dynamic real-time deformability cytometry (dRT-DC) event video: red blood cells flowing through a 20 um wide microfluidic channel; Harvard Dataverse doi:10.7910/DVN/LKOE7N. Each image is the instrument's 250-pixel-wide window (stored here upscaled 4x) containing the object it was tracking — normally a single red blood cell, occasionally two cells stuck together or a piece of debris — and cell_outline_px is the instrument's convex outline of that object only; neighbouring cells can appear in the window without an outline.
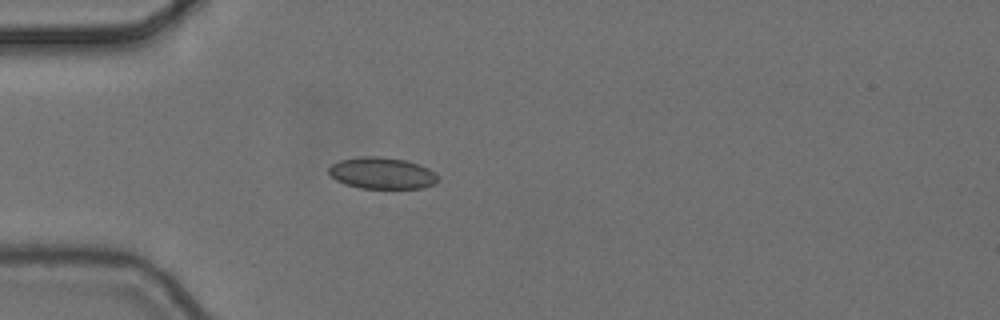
{"species": "common noctule bat (a hibernating species)", "species_latin": "Nyctalus noctula", "temperature_condition": "cold", "stored_images_in_passage": 3, "camera_frame_rate_fps": 3000, "um_per_image_px": 0.085, "animal": {"sex": "female", "body_mass_g": 24.6, "forearm_length_mm": 56.2}, "frame": {"image": 1, "passage_image": 2, "time_ms": 0.333, "image_size_px": [1000, 320], "cell_outline_px": [[440, 180], [436, 184], [424, 188], [360, 188], [344, 184], [336, 180], [328, 172], [328, 168], [332, 164], [340, 160], [360, 156], [380, 156], [404, 160], [420, 164], [436, 172], [440, 176]], "centroid_in_image_um": [32.52, 14.72], "position_along_channel_um": 52.5, "area_um2": 20.4}}